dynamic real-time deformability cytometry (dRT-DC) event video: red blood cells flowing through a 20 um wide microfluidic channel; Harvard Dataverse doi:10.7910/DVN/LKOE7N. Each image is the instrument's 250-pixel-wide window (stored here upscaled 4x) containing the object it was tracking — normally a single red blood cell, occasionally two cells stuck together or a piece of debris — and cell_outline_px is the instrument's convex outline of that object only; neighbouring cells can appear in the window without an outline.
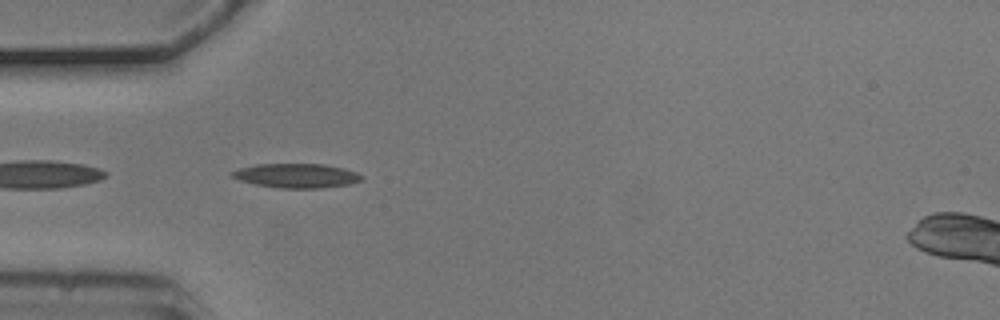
{"species": "common noctule bat (a hibernating species)", "species_latin": "Nyctalus noctula", "temperature_condition": "cold", "stored_images_in_passage": 2, "camera_frame_rate_fps": 3000, "um_per_image_px": 0.085, "animal": {"sex": "male", "body_mass_g": 20.5, "forearm_length_mm": 52.5}, "frame": {"image": 1, "passage_image": 1, "time_ms": 0.0, "image_size_px": [1000, 320], "cell_outline_px": [[364, 180], [348, 184], [320, 188], [280, 188], [256, 184], [240, 180], [232, 176], [228, 172], [240, 168], [256, 164], [324, 164], [344, 168], [356, 172], [364, 176]], "centroid_in_image_um": [25.22, 14.92], "position_along_channel_um": 59.8, "area_um2": 18.32}}